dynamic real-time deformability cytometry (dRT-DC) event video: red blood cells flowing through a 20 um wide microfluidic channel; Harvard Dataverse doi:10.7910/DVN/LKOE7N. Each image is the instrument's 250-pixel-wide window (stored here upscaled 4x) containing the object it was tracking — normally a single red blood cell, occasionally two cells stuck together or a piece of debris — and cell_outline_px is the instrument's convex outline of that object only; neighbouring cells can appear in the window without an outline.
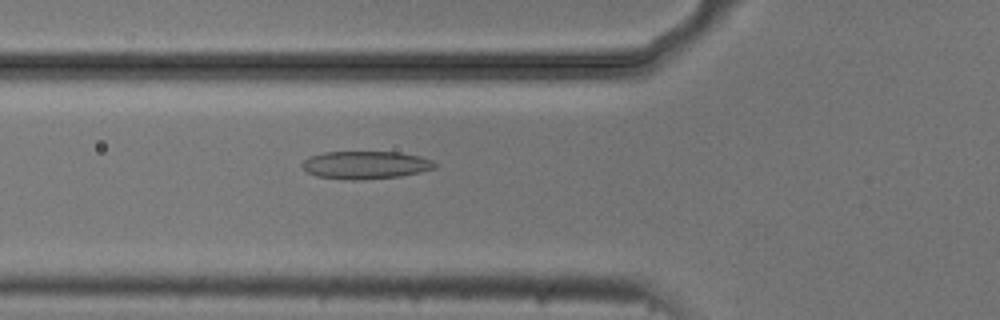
{"species": "common noctule bat (a hibernating species)", "species_latin": "Nyctalus noctula", "temperature_condition": "cold", "stored_images_in_passage": 6, "camera_frame_rate_fps": 3000, "um_per_image_px": 0.085, "animal": {"sex": "male", "body_mass_g": 20.5, "forearm_length_mm": 52.5}, "frame": {"image": 1, "passage_image": 5, "time_ms": 1.333, "image_size_px": [1000, 320], "cell_outline_px": [[436, 168], [420, 172], [400, 176], [360, 180], [352, 180], [316, 176], [308, 172], [300, 164], [308, 156], [324, 152], [400, 152], [420, 156], [432, 160], [436, 164]], "centroid_in_image_um": [31.07, 14.02], "position_along_channel_um": 94.7, "area_um2": 21.56}}